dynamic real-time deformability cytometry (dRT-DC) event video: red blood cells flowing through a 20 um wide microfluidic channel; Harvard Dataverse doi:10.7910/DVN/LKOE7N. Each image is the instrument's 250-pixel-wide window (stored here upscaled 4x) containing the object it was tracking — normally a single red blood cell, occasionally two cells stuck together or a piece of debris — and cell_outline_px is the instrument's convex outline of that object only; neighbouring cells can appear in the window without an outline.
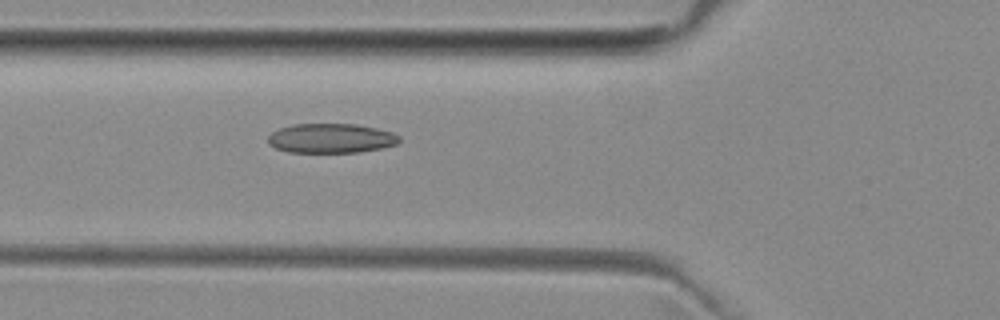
{"species": "common noctule bat (a hibernating species)", "species_latin": "Nyctalus noctula", "temperature_condition": "room temperature", "stored_images_in_passage": 4, "camera_frame_rate_fps": 3000, "um_per_image_px": 0.085, "animal": {"sex": "female", "body_mass_g": 29.2, "forearm_length_mm": 56.3}, "frame": {"image": 1, "passage_image": 4, "time_ms": 3.667, "image_size_px": [1000, 320], "cell_outline_px": [[400, 140], [396, 144], [380, 148], [360, 152], [288, 152], [276, 148], [268, 144], [268, 136], [272, 132], [280, 128], [292, 124], [356, 124], [376, 128], [392, 132], [400, 136]], "centroid_in_image_um": [28.12, 11.75], "position_along_channel_um": 97.7, "area_um2": 22.54}}